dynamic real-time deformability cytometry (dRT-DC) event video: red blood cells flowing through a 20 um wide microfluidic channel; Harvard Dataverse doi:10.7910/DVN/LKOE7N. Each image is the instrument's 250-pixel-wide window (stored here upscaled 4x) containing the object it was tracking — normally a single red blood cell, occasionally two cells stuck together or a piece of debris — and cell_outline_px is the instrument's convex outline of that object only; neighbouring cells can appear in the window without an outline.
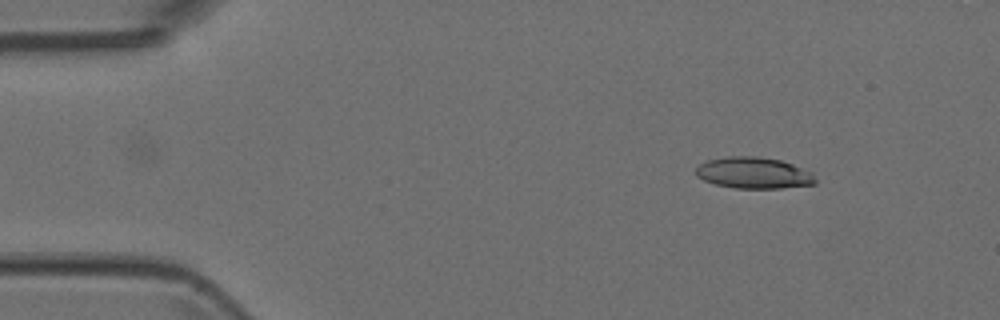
{"species": "Egyptian fruit bat (a non-hibernating species)", "species_latin": "Rousettus aegyptiacus", "temperature_condition": "room temperature", "stored_images_in_passage": 5, "camera_frame_rate_fps": 3000, "um_per_image_px": 0.085, "animal": {"sex": "female"}, "frame": {"image": 1, "passage_image": 2, "time_ms": 0.333, "image_size_px": [1000, 320], "cell_outline_px": [[816, 184], [780, 188], [732, 188], [716, 184], [704, 180], [696, 176], [696, 168], [700, 164], [708, 160], [732, 156], [756, 156], [780, 160], [792, 164], [812, 172], [816, 180]], "centroid_in_image_um": [64.07, 14.7], "position_along_channel_um": 20.9, "area_um2": 21.73}}
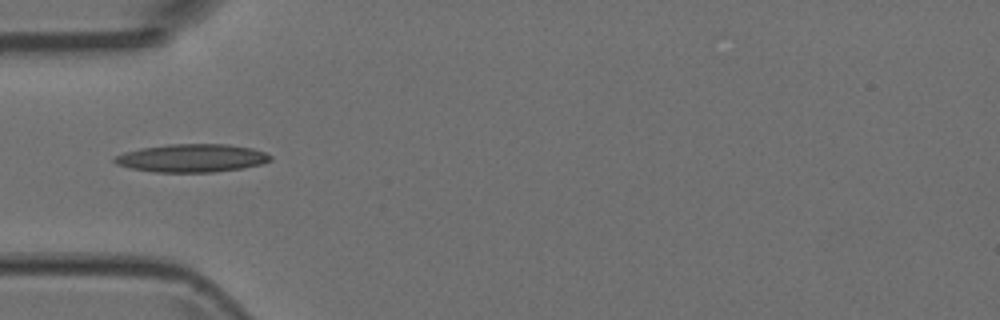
{"frame": {"image": 2, "passage_image": 5, "time_ms": 1.333, "image_size_px": [1000, 320], "cell_outline_px": [[272, 160], [260, 164], [244, 168], [216, 172], [156, 172], [132, 168], [116, 164], [112, 160], [116, 156], [124, 152], [140, 148], [168, 144], [228, 144], [252, 148], [264, 152], [272, 156]], "centroid_in_image_um": [16.32, 13.43], "position_along_channel_um": 68.7, "area_um2": 25.55}}